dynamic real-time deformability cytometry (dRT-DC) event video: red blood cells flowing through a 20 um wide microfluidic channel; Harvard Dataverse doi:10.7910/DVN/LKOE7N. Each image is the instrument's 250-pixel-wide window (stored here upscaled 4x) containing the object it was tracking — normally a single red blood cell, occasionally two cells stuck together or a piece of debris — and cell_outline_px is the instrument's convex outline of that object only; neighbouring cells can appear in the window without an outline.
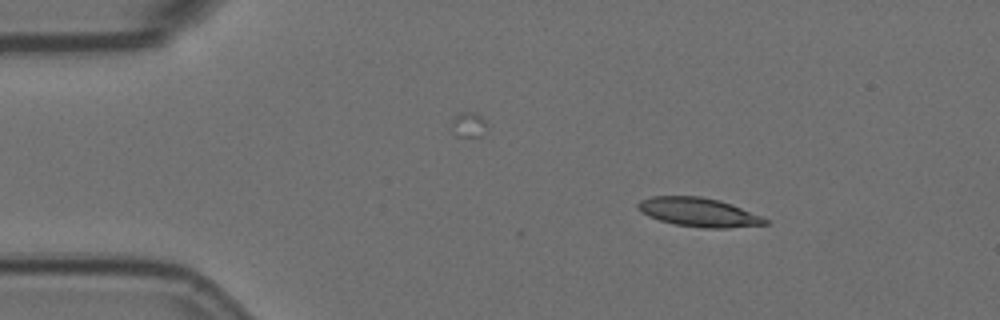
{"species": "Egyptian fruit bat (a non-hibernating species)", "species_latin": "Rousettus aegyptiacus", "temperature_condition": "room temperature", "stored_images_in_passage": 4, "camera_frame_rate_fps": 3000, "um_per_image_px": 0.085, "animal": {"sex": "female"}, "frame": {"image": 1, "passage_image": 1, "time_ms": 0.0, "image_size_px": [1000, 320], "cell_outline_px": [[768, 224], [728, 228], [704, 228], [676, 224], [660, 220], [648, 216], [640, 212], [636, 208], [636, 204], [640, 200], [652, 196], [700, 196], [720, 200], [732, 204], [760, 216], [768, 220]], "centroid_in_image_um": [59.35, 18.03], "position_along_channel_um": 25.7, "area_um2": 21.39}}
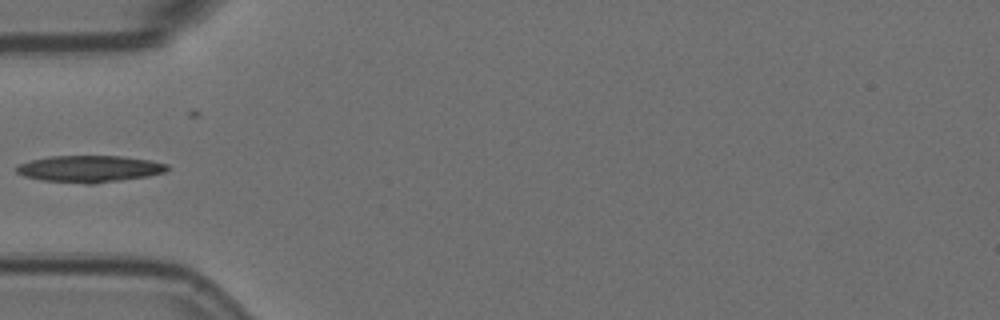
{"frame": {"image": 2, "passage_image": 4, "time_ms": 1.0, "image_size_px": [1000, 320], "cell_outline_px": [[168, 172], [148, 176], [96, 184], [88, 184], [40, 180], [24, 176], [16, 172], [16, 168], [20, 164], [32, 160], [48, 156], [120, 156], [148, 160], [168, 164]], "centroid_in_image_um": [7.63, 14.36], "position_along_channel_um": 77.4, "area_um2": 23.52}}